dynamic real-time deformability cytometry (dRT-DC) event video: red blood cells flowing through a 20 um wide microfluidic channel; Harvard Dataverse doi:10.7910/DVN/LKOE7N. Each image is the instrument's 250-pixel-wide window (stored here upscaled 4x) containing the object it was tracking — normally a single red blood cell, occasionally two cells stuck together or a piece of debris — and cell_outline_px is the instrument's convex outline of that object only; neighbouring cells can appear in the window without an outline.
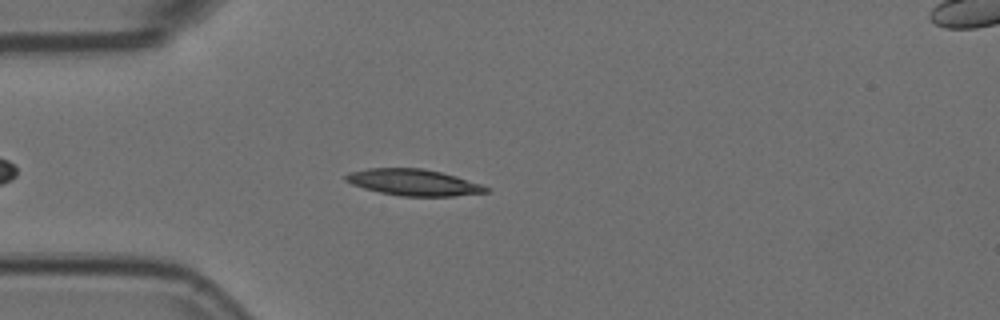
{"species": "Egyptian fruit bat (a non-hibernating species)", "species_latin": "Rousettus aegyptiacus", "temperature_condition": "room temperature", "stored_images_in_passage": 47, "camera_frame_rate_fps": 3000, "um_per_image_px": 0.085, "animal": {"sex": "female"}, "frame": {"image": 1, "passage_image": 10, "time_ms": 3.0, "image_size_px": [1000, 320], "cell_outline_px": [[488, 192], [452, 196], [400, 196], [380, 192], [364, 188], [352, 184], [344, 180], [344, 176], [348, 172], [368, 168], [420, 168], [440, 172], [456, 176], [480, 184], [488, 188]], "centroid_in_image_um": [35.1, 15.5], "position_along_channel_um": 49.9, "area_um2": 21.39}}
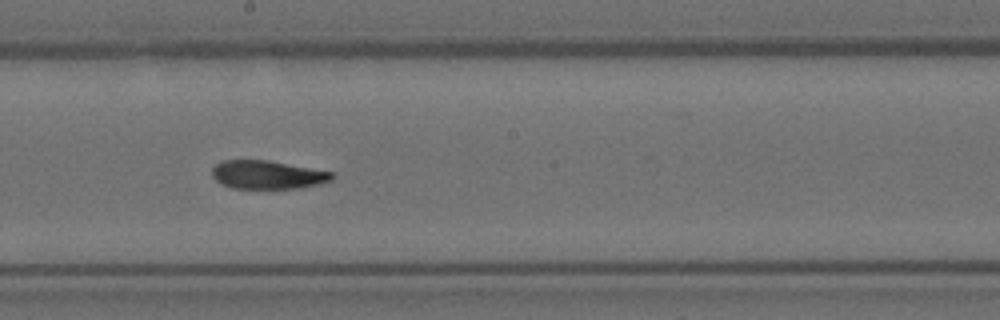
{"frame": {"image": 2, "passage_image": 25, "time_ms": 8.0, "image_size_px": [1000, 320], "cell_outline_px": [[336, 176], [332, 180], [320, 184], [296, 188], [232, 188], [216, 180], [212, 176], [212, 168], [220, 160], [268, 160], [336, 172]], "centroid_in_image_um": [22.79, 14.84], "position_along_channel_um": 225.4, "area_um2": 20.0}}
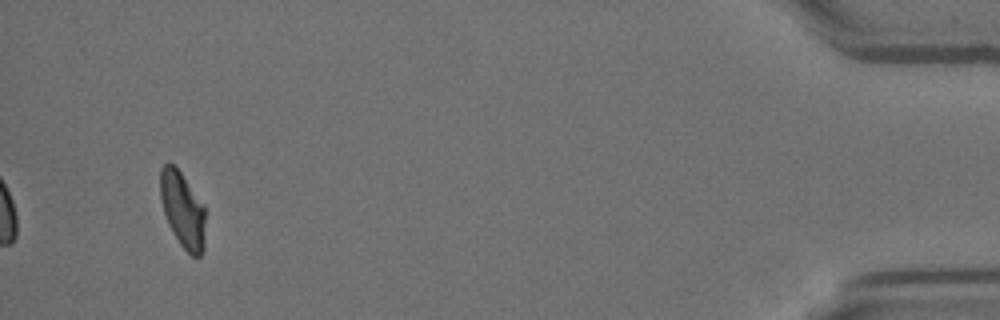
{"frame": {"image": 3, "passage_image": 47, "time_ms": 15.333, "image_size_px": [1000, 320], "cell_outline_px": [[204, 248], [200, 256], [192, 256], [180, 244], [168, 224], [164, 212], [160, 196], [160, 168], [168, 160], [180, 172], [204, 204]], "centroid_in_image_um": [15.51, 17.81], "position_along_channel_um": 419.7, "area_um2": 19.77}, "authors_computed_cell_mechanics": {"area_um2": 20.808, "velocity_mm_per_s": 3.7209, "shape_relaxation_time_tau1_ms": null, "shape_relaxation_time_tau2_ms": 3.2593, "deformation_change_tau1": null, "deformation_change_tau2": 0.0945}}